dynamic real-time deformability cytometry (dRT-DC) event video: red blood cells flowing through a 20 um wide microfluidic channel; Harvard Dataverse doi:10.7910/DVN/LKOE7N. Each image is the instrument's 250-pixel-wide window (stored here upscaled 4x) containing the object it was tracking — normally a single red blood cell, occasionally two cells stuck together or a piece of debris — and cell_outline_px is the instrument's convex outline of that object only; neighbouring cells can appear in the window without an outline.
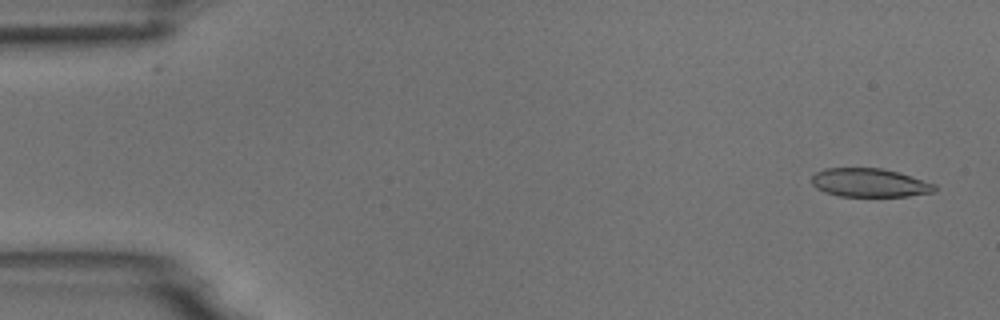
{"species": "common noctule bat (a hibernating species)", "species_latin": "Nyctalus noctula", "temperature_condition": "room temperature", "stored_images_in_passage": 6, "camera_frame_rate_fps": 3000, "um_per_image_px": 0.085, "animal": {"sex": "male", "body_mass_g": 18.8}, "frame": {"image": 1, "passage_image": 1, "time_ms": 0.0, "image_size_px": [1000, 320], "cell_outline_px": [[936, 188], [932, 192], [908, 196], [840, 196], [824, 192], [816, 188], [812, 184], [812, 176], [816, 172], [824, 168], [880, 168], [896, 172], [936, 184]], "centroid_in_image_um": [73.87, 15.53], "position_along_channel_um": 11.1, "area_um2": 20.29}}
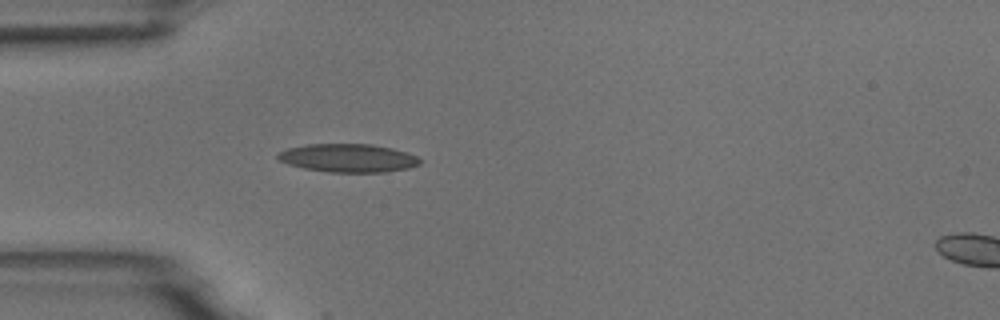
{"frame": {"image": 2, "passage_image": 5, "time_ms": 4.333, "image_size_px": [1000, 320], "cell_outline_px": [[420, 164], [408, 168], [384, 172], [328, 172], [304, 168], [288, 164], [280, 160], [276, 156], [280, 152], [288, 148], [308, 144], [372, 144], [392, 148], [416, 156], [420, 160]], "centroid_in_image_um": [29.58, 13.43], "position_along_channel_um": 55.4, "area_um2": 23.24}}